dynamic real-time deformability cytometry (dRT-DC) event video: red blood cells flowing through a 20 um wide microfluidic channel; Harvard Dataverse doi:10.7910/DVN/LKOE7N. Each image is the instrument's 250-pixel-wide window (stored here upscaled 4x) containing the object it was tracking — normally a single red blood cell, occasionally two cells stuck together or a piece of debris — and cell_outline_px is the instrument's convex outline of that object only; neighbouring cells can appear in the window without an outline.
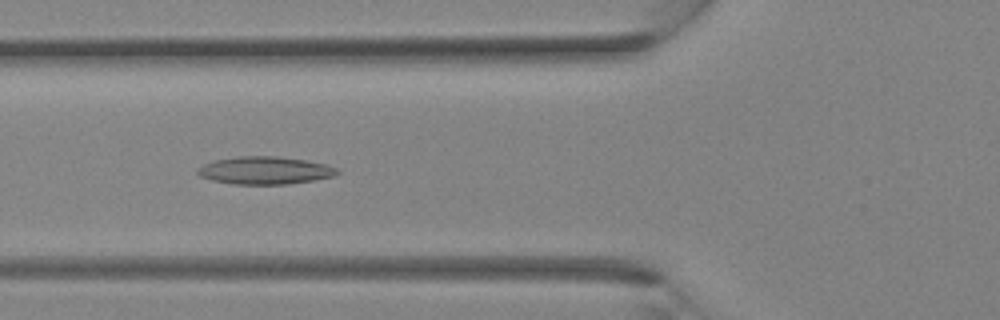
{"species": "Egyptian fruit bat (a non-hibernating species)", "species_latin": "Rousettus aegyptiacus", "temperature_condition": "room temperature", "stored_images_in_passage": 32, "camera_frame_rate_fps": 3000, "um_per_image_px": 0.085, "animal": {"sex": "female"}, "frame": {"image": 1, "passage_image": 10, "time_ms": 3.0, "image_size_px": [1000, 320], "cell_outline_px": [[340, 172], [332, 176], [312, 180], [288, 184], [232, 184], [212, 180], [200, 176], [196, 172], [196, 168], [204, 164], [216, 160], [240, 156], [276, 156], [304, 160], [324, 164], [336, 168]], "centroid_in_image_um": [22.47, 14.49], "position_along_channel_um": 103.3, "area_um2": 22.25}}
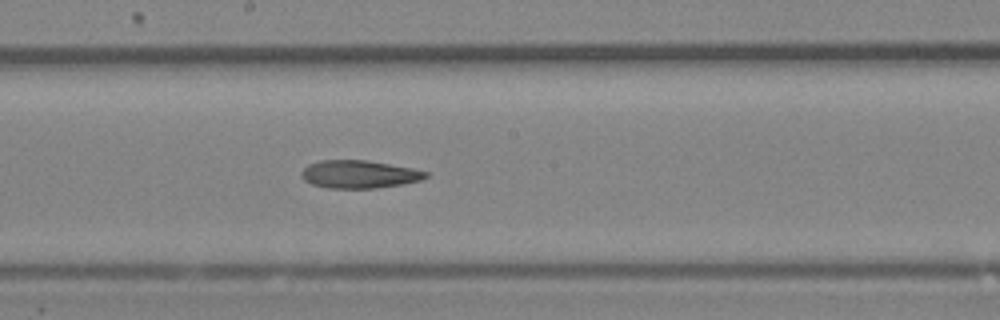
{"frame": {"image": 2, "passage_image": 16, "time_ms": 5.0, "image_size_px": [1000, 320], "cell_outline_px": [[428, 176], [420, 180], [400, 184], [376, 188], [328, 188], [312, 184], [304, 180], [300, 176], [300, 172], [308, 164], [320, 160], [368, 160], [412, 168], [428, 172]], "centroid_in_image_um": [30.49, 14.8], "position_along_channel_um": 217.7, "area_um2": 20.17}}
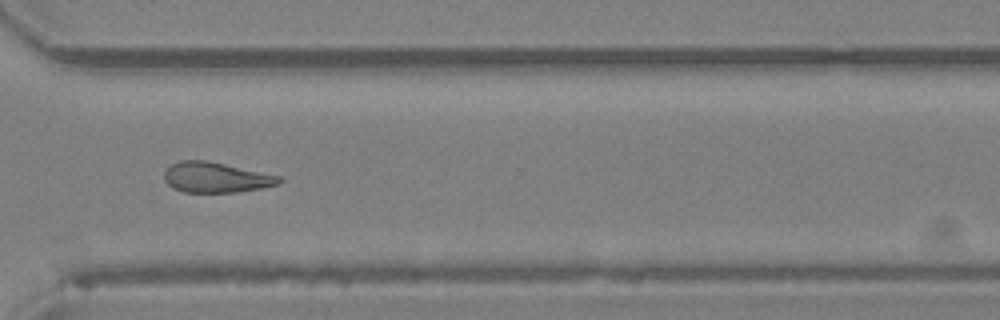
{"frame": {"image": 3, "passage_image": 23, "time_ms": 7.333, "image_size_px": [1000, 320], "cell_outline_px": [[284, 180], [280, 184], [260, 188], [236, 192], [184, 192], [168, 184], [164, 180], [164, 172], [172, 164], [180, 160], [204, 160], [224, 164], [280, 176]], "centroid_in_image_um": [18.36, 15.08], "position_along_channel_um": 352.2, "area_um2": 20.06}}